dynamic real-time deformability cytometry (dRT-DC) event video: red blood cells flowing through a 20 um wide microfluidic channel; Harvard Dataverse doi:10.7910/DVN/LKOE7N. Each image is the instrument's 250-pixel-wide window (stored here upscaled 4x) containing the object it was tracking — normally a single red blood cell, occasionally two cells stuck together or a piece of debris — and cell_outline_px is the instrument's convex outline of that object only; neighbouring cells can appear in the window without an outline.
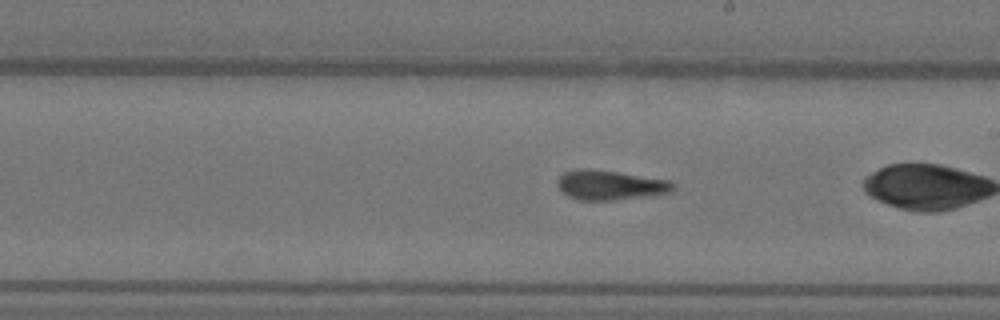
{"species": "Egyptian fruit bat (a non-hibernating species)", "species_latin": "Rousettus aegyptiacus", "temperature_condition": "warm", "stored_images_in_passage": 40, "camera_frame_rate_fps": 3000, "um_per_image_px": 0.085, "animal": {"sex": "female"}, "frame": {"image": 1, "passage_image": 29, "time_ms": 9.333, "image_size_px": [1000, 320], "cell_outline_px": [[676, 188], [672, 192], [656, 196], [612, 200], [580, 200], [568, 196], [556, 184], [556, 180], [564, 172], [580, 168], [588, 168], [616, 172], [668, 180]], "centroid_in_image_um": [51.88, 15.74], "position_along_channel_um": 237.1, "area_um2": 20.06}}